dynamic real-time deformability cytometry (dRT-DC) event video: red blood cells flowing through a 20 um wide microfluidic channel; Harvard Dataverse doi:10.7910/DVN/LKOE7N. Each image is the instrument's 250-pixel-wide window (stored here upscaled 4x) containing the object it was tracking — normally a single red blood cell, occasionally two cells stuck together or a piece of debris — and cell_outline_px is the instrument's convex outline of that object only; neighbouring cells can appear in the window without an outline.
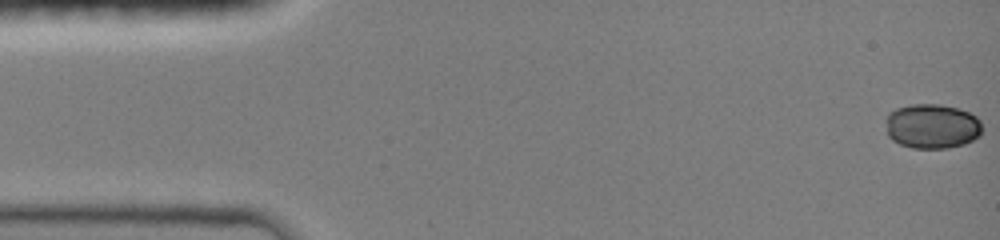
{"species": "common noctule bat (a hibernating species)", "species_latin": "Nyctalus noctula", "temperature_condition": "room temperature", "stored_images_in_passage": 26, "camera_frame_rate_fps": 3000, "um_per_image_px": 0.085, "animal": {"sex": "female", "body_mass_g": 19.0, "forearm_length_mm": 51.5}, "frame": {"image": 1, "passage_image": 1, "time_ms": 0.0, "image_size_px": [1000, 240], "cell_outline_px": [[980, 136], [964, 144], [948, 148], [912, 148], [900, 144], [892, 140], [888, 136], [888, 112], [896, 108], [912, 104], [940, 104], [960, 108], [976, 116], [980, 120]], "centroid_in_image_um": [79.24, 10.72], "position_along_channel_um": 5.8, "area_um2": 25.09}}
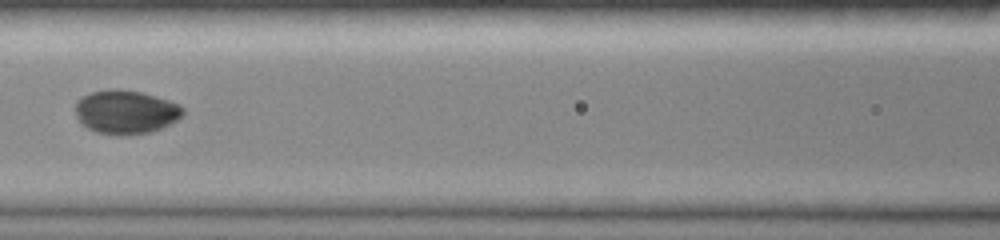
{"frame": {"image": 2, "passage_image": 14, "time_ms": 6.667, "image_size_px": [1000, 240], "cell_outline_px": [[184, 112], [176, 120], [152, 132], [96, 132], [88, 128], [76, 116], [76, 100], [92, 92], [112, 88], [116, 88], [140, 92], [168, 100], [180, 104], [184, 108]], "centroid_in_image_um": [10.7, 9.46], "position_along_channel_um": 155.9, "area_um2": 26.47}}
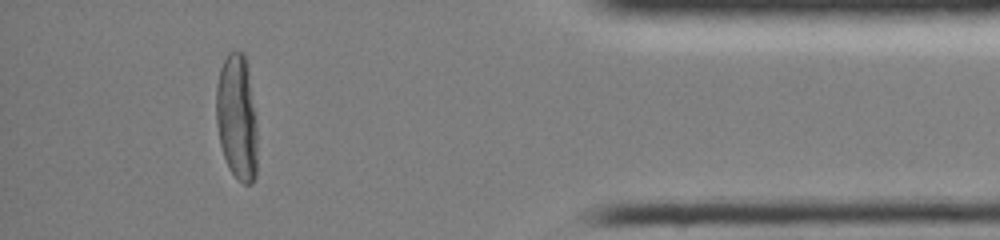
{"frame": {"image": 3, "passage_image": 24, "time_ms": 13.667, "image_size_px": [1000, 240], "cell_outline_px": [[256, 176], [252, 184], [244, 184], [228, 168], [220, 144], [216, 124], [216, 84], [220, 68], [228, 52], [244, 52], [256, 128]], "centroid_in_image_um": [20.1, 10.01], "position_along_channel_um": 415.1, "area_um2": 29.59}, "authors_computed_cell_mechanics": {"area_um2": 26.9059, "velocity_mm_per_s": 4.1479, "shape_relaxation_time_tau1_ms": 3.4257, "shape_relaxation_time_tau2_ms": null, "deformation_change_tau1": 0.1279, "deformation_change_tau2": null}}